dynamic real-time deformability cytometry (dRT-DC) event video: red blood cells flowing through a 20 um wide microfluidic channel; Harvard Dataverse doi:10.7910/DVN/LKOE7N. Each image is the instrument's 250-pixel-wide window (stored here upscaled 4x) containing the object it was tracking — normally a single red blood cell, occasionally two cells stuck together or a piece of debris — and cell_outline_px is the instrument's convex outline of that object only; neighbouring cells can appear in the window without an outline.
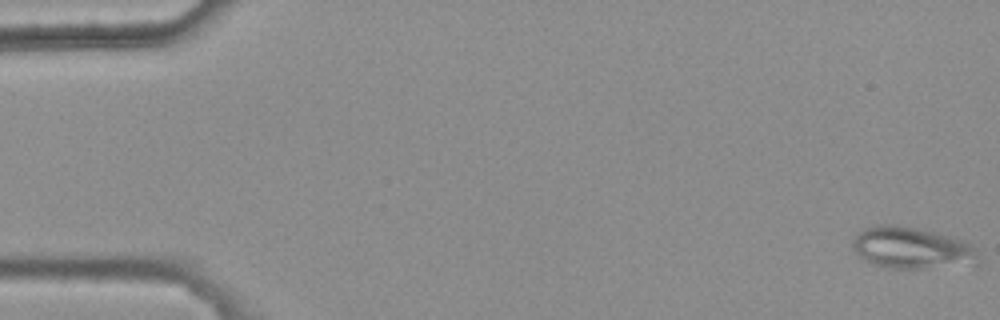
{"species": "common noctule bat (a hibernating species)", "species_latin": "Nyctalus noctula", "temperature_condition": "warm", "stored_images_in_passage": 46, "camera_frame_rate_fps": 3000, "um_per_image_px": 0.085, "animal": {"sex": "female", "body_mass_g": 25.1}, "frame": {"image": 1, "passage_image": 1, "time_ms": 0.0, "image_size_px": [1000, 320], "cell_outline_px": [[980, 264], [920, 268], [892, 268], [876, 264], [860, 256], [852, 248], [852, 240], [864, 228], [876, 224], [892, 224], [916, 228], [952, 236], [964, 240], [976, 248]], "centroid_in_image_um": [77.54, 21.06], "position_along_channel_um": 7.5, "area_um2": 30.4}}
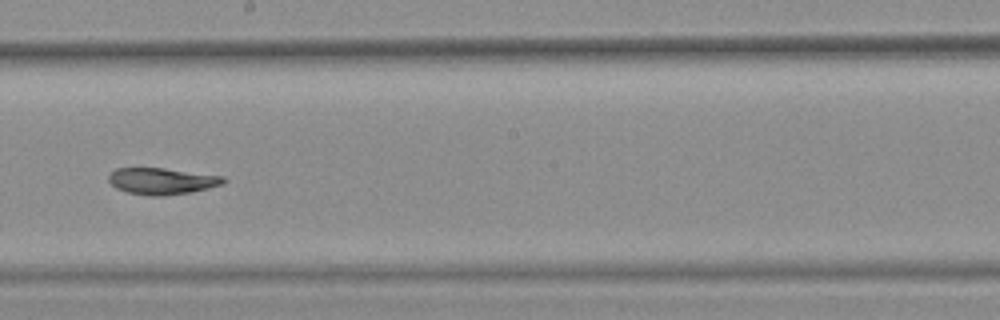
{"frame": {"image": 2, "passage_image": 31, "time_ms": 10.0, "image_size_px": [1000, 320], "cell_outline_px": [[228, 180], [224, 184], [208, 188], [188, 192], [164, 196], [148, 196], [128, 192], [116, 188], [108, 180], [108, 176], [116, 168], [164, 168], [224, 176]], "centroid_in_image_um": [13.78, 15.39], "position_along_channel_um": 234.4, "area_um2": 17.74}}
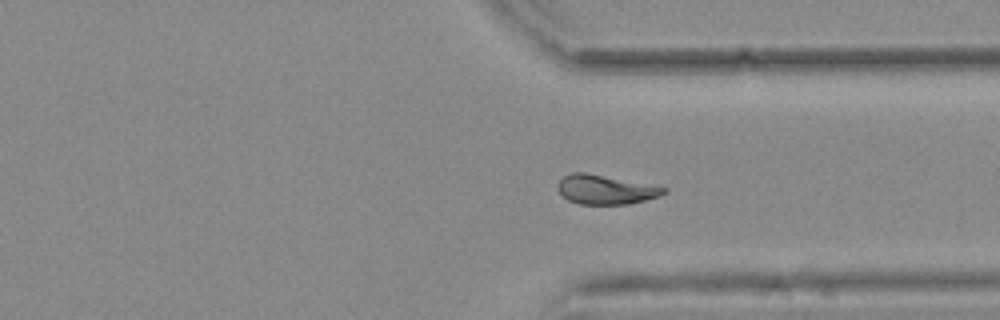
{"frame": {"image": 3, "passage_image": 41, "time_ms": 13.333, "image_size_px": [1000, 320], "cell_outline_px": [[668, 192], [660, 196], [628, 204], [580, 204], [568, 200], [560, 192], [556, 184], [564, 176], [572, 172], [584, 172], [668, 188]], "centroid_in_image_um": [51.47, 16.12], "position_along_channel_um": 359.9, "area_um2": 17.86}, "authors_computed_cell_mechanics": {"area_um2": 18.8139, "velocity_mm_per_s": 3.7478, "shape_relaxation_time_tau1_ms": null, "shape_relaxation_time_tau2_ms": 1.6781, "deformation_change_tau1": null, "deformation_change_tau2": 0.0575}}